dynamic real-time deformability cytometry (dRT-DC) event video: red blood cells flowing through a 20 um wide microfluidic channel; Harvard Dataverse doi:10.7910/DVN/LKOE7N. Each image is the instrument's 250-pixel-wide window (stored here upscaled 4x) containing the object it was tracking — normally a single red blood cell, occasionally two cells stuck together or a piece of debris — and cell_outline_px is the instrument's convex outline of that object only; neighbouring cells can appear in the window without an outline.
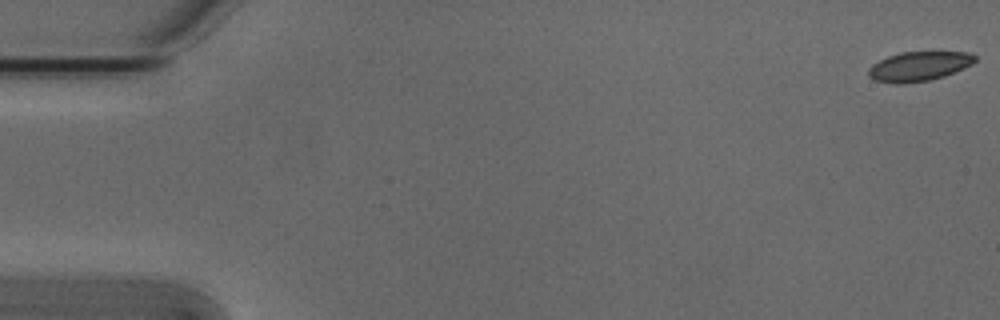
{"species": "Egyptian fruit bat (a non-hibernating species)", "species_latin": "Rousettus aegyptiacus", "temperature_condition": "cold", "stored_images_in_passage": 54, "camera_frame_rate_fps": 3000, "um_per_image_px": 0.085, "animal": {"sex": "male"}, "frame": {"image": 1, "passage_image": 1, "time_ms": 0.0, "image_size_px": [1000, 320], "cell_outline_px": [[976, 60], [972, 64], [964, 68], [944, 76], [928, 80], [904, 84], [896, 84], [876, 80], [868, 76], [868, 68], [872, 64], [888, 56], [900, 52], [968, 52], [976, 56]], "centroid_in_image_um": [78.1, 5.63], "position_along_channel_um": 6.9, "area_um2": 18.26}}
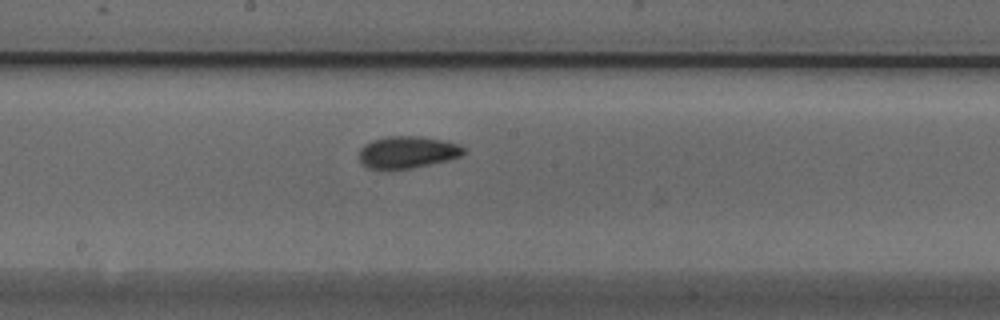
{"frame": {"image": 2, "passage_image": 29, "time_ms": 9.333, "image_size_px": [1000, 320], "cell_outline_px": [[464, 152], [460, 156], [448, 160], [412, 168], [368, 168], [360, 160], [360, 148], [364, 144], [372, 140], [388, 136], [424, 136], [460, 144], [464, 148]], "centroid_in_image_um": [34.65, 12.91], "position_along_channel_um": 213.6, "area_um2": 19.31}}
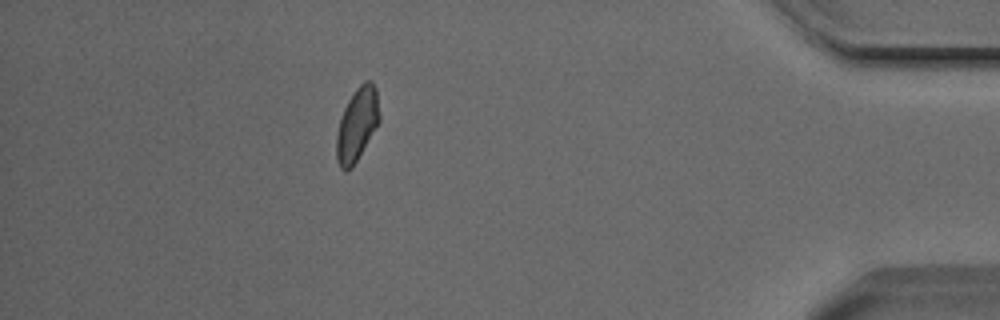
{"frame": {"image": 3, "passage_image": 48, "time_ms": 15.667, "image_size_px": [1000, 320], "cell_outline_px": [[380, 120], [352, 168], [344, 172], [340, 168], [336, 160], [336, 136], [340, 120], [344, 108], [348, 100], [356, 88], [364, 80], [372, 80], [376, 88], [380, 116]], "centroid_in_image_um": [30.34, 10.57], "position_along_channel_um": 404.9, "area_um2": 18.32}, "authors_computed_cell_mechanics": {"area_um2": 18.785, "velocity_mm_per_s": 3.8128, "shape_relaxation_time_tau1_ms": 6.1731, "shape_relaxation_time_tau2_ms": 2.3727, "deformation_change_tau1": 0.1003, "deformation_change_tau2": 0.072}}